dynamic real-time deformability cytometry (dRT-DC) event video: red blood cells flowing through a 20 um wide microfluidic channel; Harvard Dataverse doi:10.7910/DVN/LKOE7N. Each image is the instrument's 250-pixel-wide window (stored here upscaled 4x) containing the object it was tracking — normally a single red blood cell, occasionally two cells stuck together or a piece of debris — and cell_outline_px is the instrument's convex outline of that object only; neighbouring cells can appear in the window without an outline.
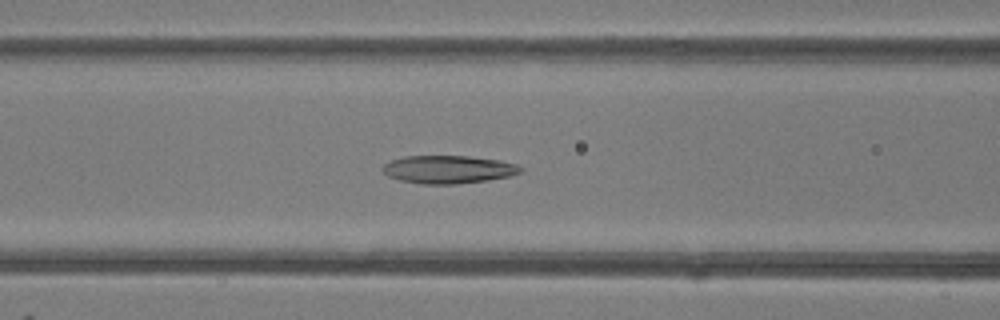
{"species": "common noctule bat (a hibernating species)", "species_latin": "Nyctalus noctula", "temperature_condition": "room temperature", "stored_images_in_passage": 50, "camera_frame_rate_fps": 3000, "um_per_image_px": 0.085, "animal": {"sex": "female"}, "frame": {"image": 1, "passage_image": 21, "time_ms": 6.667, "image_size_px": [1000, 320], "cell_outline_px": [[524, 172], [508, 176], [488, 180], [456, 184], [424, 184], [400, 180], [388, 176], [380, 168], [384, 164], [392, 160], [404, 156], [468, 156], [500, 160], [516, 164], [524, 168]], "centroid_in_image_um": [38.13, 14.4], "position_along_channel_um": 128.5, "area_um2": 22.54}}
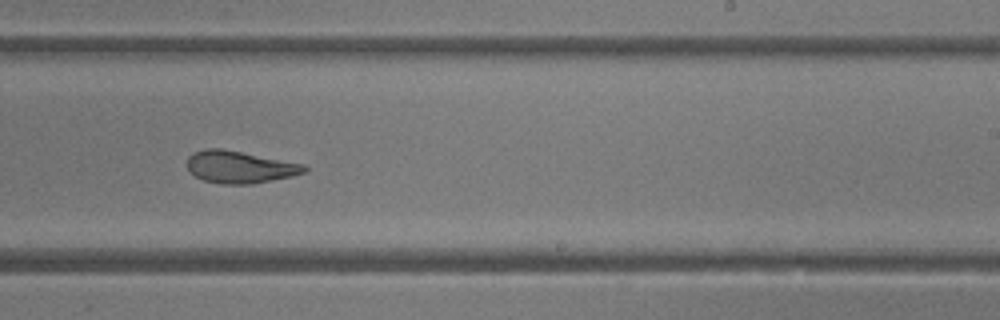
{"frame": {"image": 2, "passage_image": 31, "time_ms": 10.0, "image_size_px": [1000, 320], "cell_outline_px": [[308, 168], [304, 172], [292, 176], [252, 184], [220, 184], [204, 180], [196, 176], [188, 168], [188, 156], [192, 152], [204, 148], [220, 148], [304, 164]], "centroid_in_image_um": [20.36, 14.19], "position_along_channel_um": 268.6, "area_um2": 21.79}}
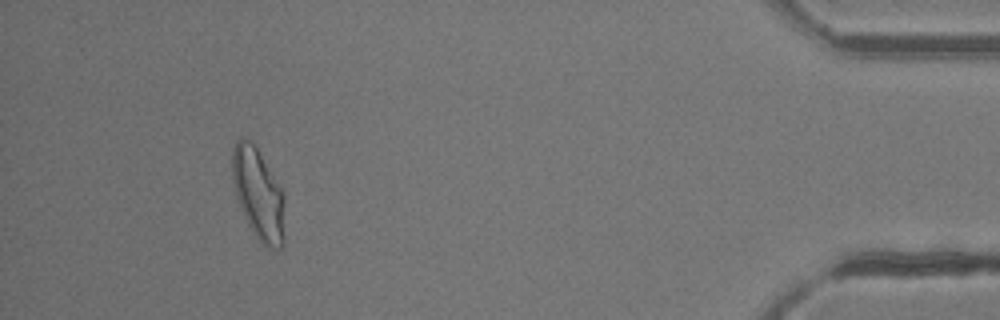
{"frame": {"image": 3, "passage_image": 46, "time_ms": 15.0, "image_size_px": [1000, 320], "cell_outline_px": [[284, 244], [280, 248], [268, 248], [256, 236], [248, 224], [244, 216], [236, 196], [232, 180], [232, 148], [236, 140], [240, 136], [244, 136], [252, 140], [256, 144], [284, 192]], "centroid_in_image_um": [21.96, 16.41], "position_along_channel_um": 413.2, "area_um2": 28.44}, "authors_computed_cell_mechanics": {"area_um2": 24.5361, "velocity_mm_per_s": 4.2025, "shape_relaxation_time_tau1_ms": 10.3167, "shape_relaxation_time_tau2_ms": 2.2441, "deformation_change_tau1": 0.2883, "deformation_change_tau2": 0.1037}}